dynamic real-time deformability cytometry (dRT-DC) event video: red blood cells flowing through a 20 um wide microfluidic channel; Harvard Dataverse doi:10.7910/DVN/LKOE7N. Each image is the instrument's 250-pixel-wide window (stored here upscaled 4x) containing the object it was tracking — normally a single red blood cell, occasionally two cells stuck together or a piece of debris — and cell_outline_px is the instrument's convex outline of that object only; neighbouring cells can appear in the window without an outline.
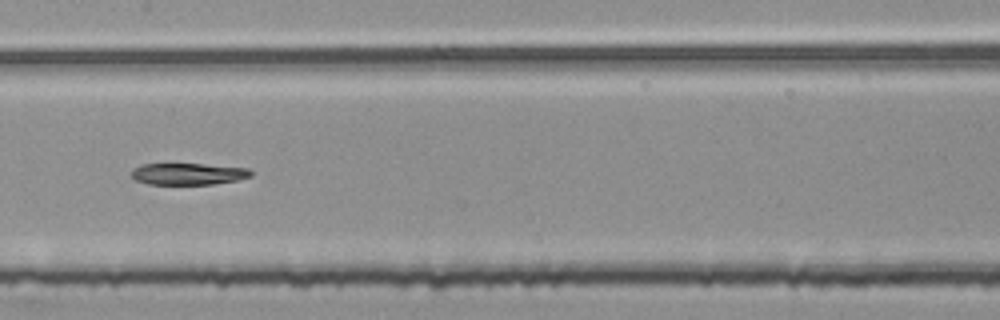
{"species": "common noctule bat (a hibernating species)", "species_latin": "Nyctalus noctula", "temperature_condition": "room temperature", "stored_images_in_passage": 54, "segment_of_instrument_passage": [2, 2], "camera_frame_rate_fps": 3000, "um_per_image_px": 0.085, "animal": {"sex": "female", "body_mass_g": 25.1}, "frame": {"image": 1, "passage_image": 27, "time_ms": 8.667, "image_size_px": [1000, 320], "cell_outline_px": [[252, 176], [240, 180], [212, 184], [148, 184], [136, 180], [128, 172], [132, 168], [144, 164], [204, 164], [248, 168], [252, 172]], "centroid_in_image_um": [15.99, 14.78], "position_along_channel_um": 191.4, "area_um2": 15.2}}
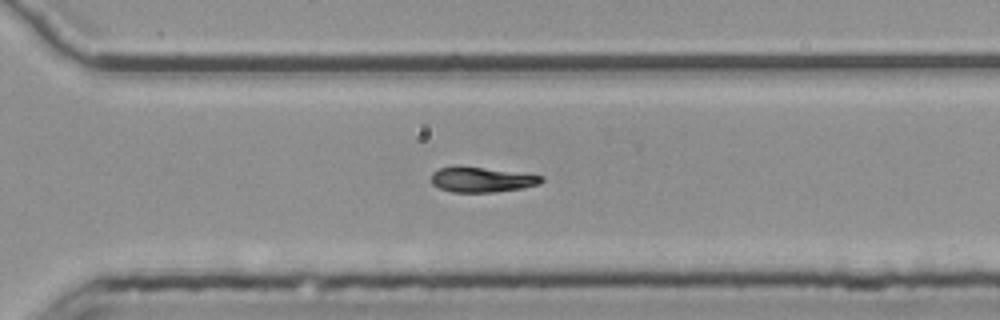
{"frame": {"image": 2, "passage_image": 38, "time_ms": 12.333, "image_size_px": [1000, 320], "cell_outline_px": [[544, 180], [540, 184], [524, 188], [496, 192], [452, 192], [440, 188], [432, 184], [432, 172], [440, 168], [456, 164], [460, 164], [528, 172], [544, 176]], "centroid_in_image_um": [41.01, 15.22], "position_along_channel_um": 329.6, "area_um2": 17.05}}
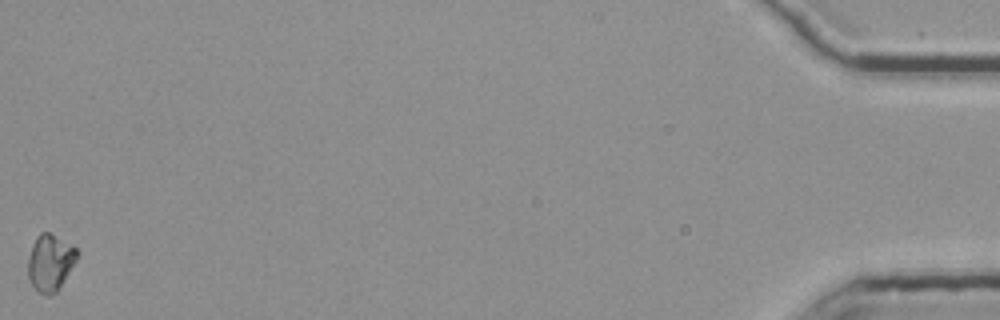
{"frame": {"image": 3, "passage_image": 54, "time_ms": 17.667, "image_size_px": [1000, 320], "cell_outline_px": [[76, 260], [56, 292], [48, 296], [44, 296], [32, 284], [28, 276], [28, 256], [32, 244], [36, 236], [40, 232], [48, 232], [72, 244], [76, 248]], "centroid_in_image_um": [4.24, 22.29], "position_along_channel_um": 431.0, "area_um2": 15.95}}